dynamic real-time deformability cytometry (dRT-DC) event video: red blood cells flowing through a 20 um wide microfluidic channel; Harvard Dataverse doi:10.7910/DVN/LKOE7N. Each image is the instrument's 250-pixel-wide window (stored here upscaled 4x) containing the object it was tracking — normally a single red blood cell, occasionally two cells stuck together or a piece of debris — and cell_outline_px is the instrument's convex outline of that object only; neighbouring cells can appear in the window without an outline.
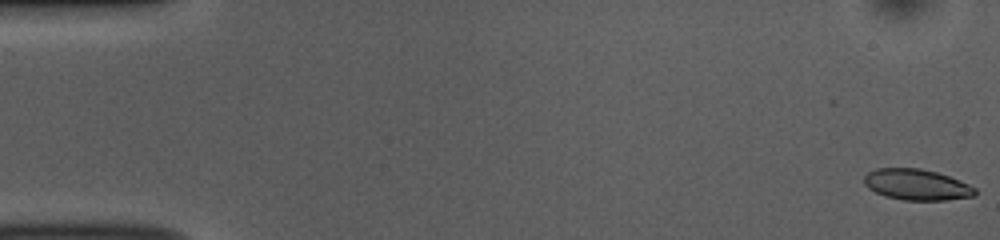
{"species": "common noctule bat (a hibernating species)", "species_latin": "Nyctalus noctula", "temperature_condition": "room temperature", "stored_images_in_passage": 52, "camera_frame_rate_fps": 3000, "um_per_image_px": 0.085, "animal": {"sex": "female", "body_mass_g": 10.0, "forearm_length_mm": 53.1}, "frame": {"image": 1, "passage_image": 1, "time_ms": 0.0, "image_size_px": [1000, 240], "cell_outline_px": [[976, 196], [944, 200], [904, 200], [884, 196], [868, 188], [864, 184], [864, 176], [868, 172], [876, 168], [920, 168], [936, 172], [960, 180], [976, 188]], "centroid_in_image_um": [77.91, 15.69], "position_along_channel_um": 7.1, "area_um2": 20.06}}
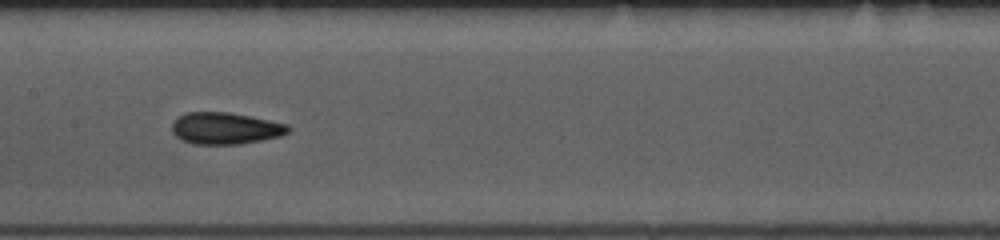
{"frame": {"image": 2, "passage_image": 26, "time_ms": 8.333, "image_size_px": [1000, 240], "cell_outline_px": [[292, 128], [288, 132], [280, 136], [240, 144], [196, 144], [184, 140], [176, 136], [172, 132], [172, 124], [176, 116], [184, 112], [228, 112], [288, 124]], "centroid_in_image_um": [19.13, 10.89], "position_along_channel_um": 188.3, "area_um2": 21.44}}
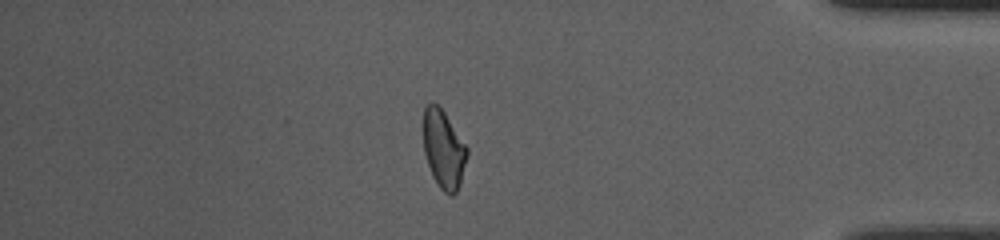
{"frame": {"image": 3, "passage_image": 45, "time_ms": 14.667, "image_size_px": [1000, 240], "cell_outline_px": [[468, 152], [460, 184], [456, 192], [452, 196], [448, 196], [440, 188], [432, 176], [424, 152], [420, 128], [424, 108], [432, 100], [440, 104], [468, 148]], "centroid_in_image_um": [37.65, 12.6], "position_along_channel_um": 397.5, "area_um2": 20.75}, "authors_computed_cell_mechanics": {"area_um2": 20.808, "velocity_mm_per_s": 3.8305, "shape_relaxation_time_tau1_ms": 5.9322, "shape_relaxation_time_tau2_ms": 2.4189, "deformation_change_tau1": 0.1398, "deformation_change_tau2": 0.0718}}